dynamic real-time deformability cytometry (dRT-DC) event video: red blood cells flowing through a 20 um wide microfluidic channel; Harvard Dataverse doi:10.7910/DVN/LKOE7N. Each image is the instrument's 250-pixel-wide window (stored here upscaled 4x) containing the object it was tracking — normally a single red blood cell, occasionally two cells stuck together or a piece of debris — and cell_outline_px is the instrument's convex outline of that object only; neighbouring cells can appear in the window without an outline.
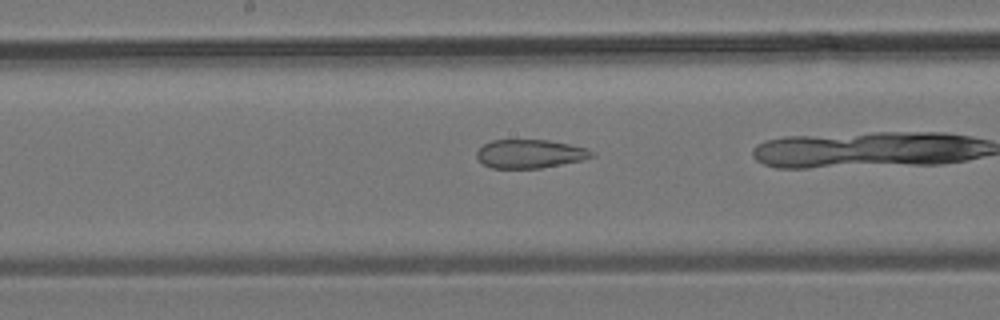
{"species": "common noctule bat (a hibernating species)", "species_latin": "Nyctalus noctula", "temperature_condition": "room temperature", "stored_images_in_passage": 19, "camera_frame_rate_fps": 3000, "um_per_image_px": 0.085, "animal": {"sex": "male", "body_mass_g": 19.2, "forearm_length_mm": 51.8}, "frame": {"image": 1, "passage_image": 9, "time_ms": 2.667, "image_size_px": [1000, 320], "cell_outline_px": [[596, 156], [584, 160], [540, 168], [492, 168], [484, 164], [476, 156], [476, 152], [484, 144], [492, 140], [548, 140], [588, 148]], "centroid_in_image_um": [45.07, 13.07], "position_along_channel_um": 203.1, "area_um2": 19.13}}